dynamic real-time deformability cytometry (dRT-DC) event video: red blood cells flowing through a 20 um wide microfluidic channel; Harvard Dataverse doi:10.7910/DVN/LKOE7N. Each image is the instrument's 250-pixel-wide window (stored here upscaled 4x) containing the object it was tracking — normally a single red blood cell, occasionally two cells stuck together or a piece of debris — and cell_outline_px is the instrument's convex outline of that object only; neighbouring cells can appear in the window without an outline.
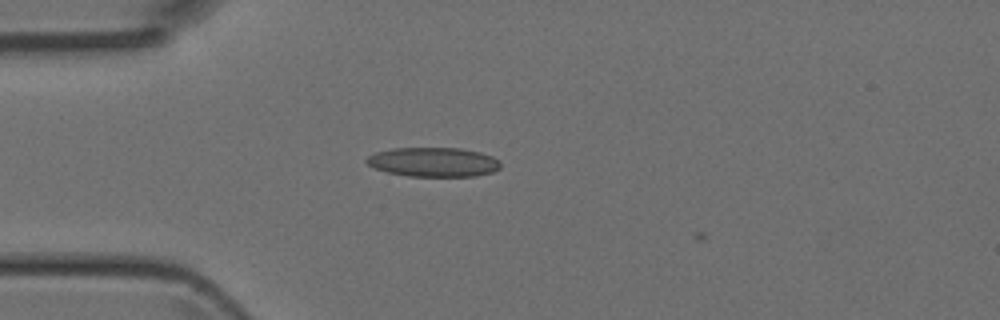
{"species": "Egyptian fruit bat (a non-hibernating species)", "species_latin": "Rousettus aegyptiacus", "temperature_condition": "room temperature", "stored_images_in_passage": 2, "camera_frame_rate_fps": 3000, "um_per_image_px": 0.085, "animal": {"sex": "female"}, "frame": {"image": 1, "passage_image": 1, "time_ms": 0.0, "image_size_px": [1000, 320], "cell_outline_px": [[500, 168], [492, 172], [476, 176], [408, 176], [388, 172], [376, 168], [368, 164], [364, 160], [368, 156], [376, 152], [392, 148], [460, 148], [480, 152], [492, 156], [500, 160]], "centroid_in_image_um": [36.86, 13.77], "position_along_channel_um": 48.1, "area_um2": 22.89}}